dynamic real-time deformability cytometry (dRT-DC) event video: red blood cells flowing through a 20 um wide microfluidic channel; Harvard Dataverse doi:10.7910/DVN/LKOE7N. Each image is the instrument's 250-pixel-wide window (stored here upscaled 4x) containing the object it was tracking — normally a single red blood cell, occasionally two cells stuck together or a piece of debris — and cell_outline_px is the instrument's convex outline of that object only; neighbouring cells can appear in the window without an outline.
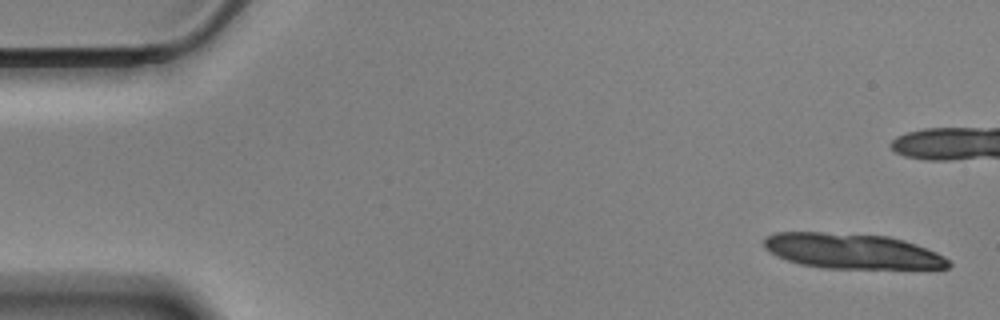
{"species": "Egyptian fruit bat (a non-hibernating species)", "species_latin": "Rousettus aegyptiacus", "temperature_condition": "cold", "stored_images_in_passage": 15, "camera_frame_rate_fps": 3000, "um_per_image_px": 0.085, "animal": {"sex": "male"}, "frame": {"image": 1, "passage_image": 2, "time_ms": 0.333, "image_size_px": [1000, 320], "cell_outline_px": [[952, 264], [948, 268], [824, 268], [800, 264], [776, 256], [764, 248], [764, 236], [776, 232], [820, 232], [888, 236], [904, 240], [916, 244], [936, 252], [944, 256]], "centroid_in_image_um": [72.39, 21.34], "position_along_channel_um": 12.6, "area_um2": 37.8}}